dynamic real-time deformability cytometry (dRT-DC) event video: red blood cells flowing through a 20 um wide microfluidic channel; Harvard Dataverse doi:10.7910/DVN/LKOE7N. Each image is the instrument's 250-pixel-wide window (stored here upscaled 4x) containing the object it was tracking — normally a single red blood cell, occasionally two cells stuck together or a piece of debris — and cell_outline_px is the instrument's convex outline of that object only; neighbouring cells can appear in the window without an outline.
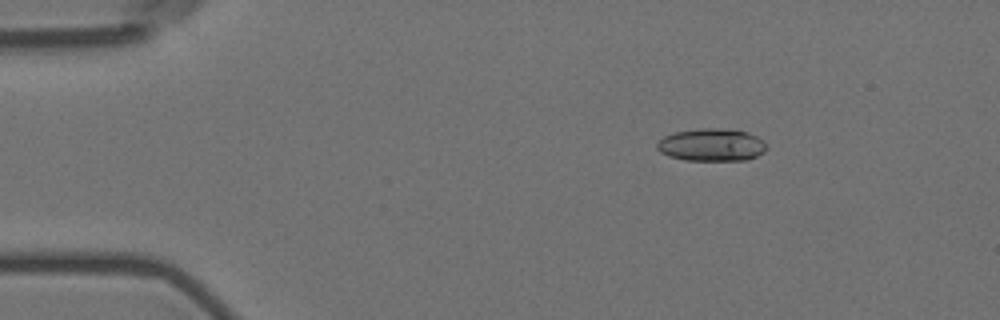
{"species": "Egyptian fruit bat (a non-hibernating species)", "species_latin": "Rousettus aegyptiacus", "temperature_condition": "room temperature", "stored_images_in_passage": 7, "camera_frame_rate_fps": 3000, "um_per_image_px": 0.085, "animal": {"sex": "female"}, "frame": {"image": 1, "passage_image": 3, "time_ms": 2.0, "image_size_px": [1000, 320], "cell_outline_px": [[768, 148], [764, 152], [748, 160], [684, 160], [668, 156], [660, 152], [656, 148], [656, 144], [664, 136], [676, 132], [700, 128], [720, 128], [748, 132], [764, 140], [768, 144]], "centroid_in_image_um": [60.51, 12.32], "position_along_channel_um": 24.5, "area_um2": 20.98}}
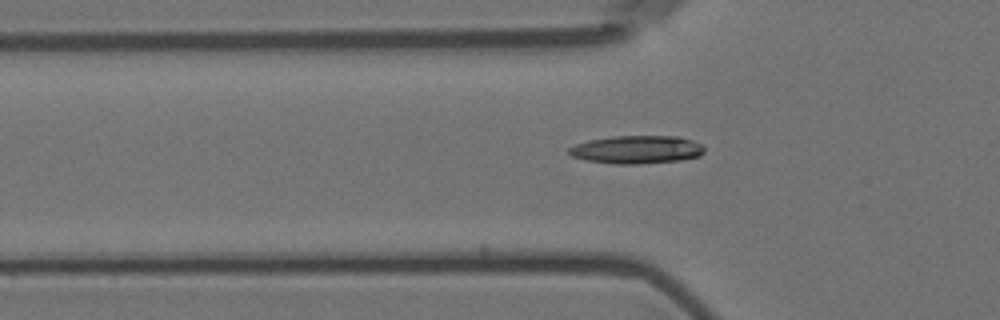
{"frame": {"image": 2, "passage_image": 5, "time_ms": 5.333, "image_size_px": [1000, 320], "cell_outline_px": [[704, 152], [700, 156], [680, 160], [640, 164], [616, 164], [584, 160], [572, 156], [568, 152], [568, 148], [576, 144], [588, 140], [612, 136], [680, 136], [704, 144]], "centroid_in_image_um": [54.14, 12.71], "position_along_channel_um": 71.7, "area_um2": 22.37}}